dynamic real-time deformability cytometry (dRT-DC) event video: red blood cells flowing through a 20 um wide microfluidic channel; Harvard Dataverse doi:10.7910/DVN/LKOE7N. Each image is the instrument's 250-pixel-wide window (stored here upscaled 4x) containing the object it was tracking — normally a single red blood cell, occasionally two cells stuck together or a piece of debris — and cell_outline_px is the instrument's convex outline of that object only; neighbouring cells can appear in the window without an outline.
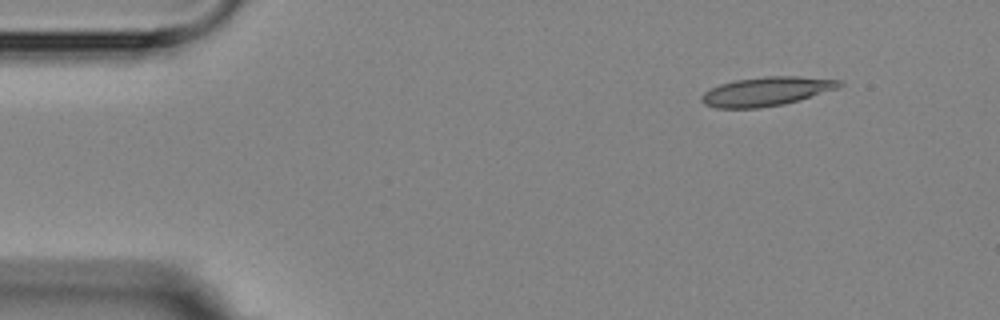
{"species": "Egyptian fruit bat (a non-hibernating species)", "species_latin": "Rousettus aegyptiacus", "temperature_condition": "room temperature", "stored_images_in_passage": 9, "camera_frame_rate_fps": 3000, "um_per_image_px": 0.085, "animal": {"sex": "female"}, "frame": {"image": 1, "passage_image": 1, "time_ms": 0.0, "image_size_px": [1000, 320], "cell_outline_px": [[844, 84], [836, 88], [800, 100], [784, 104], [760, 108], [716, 108], [704, 104], [700, 100], [700, 96], [704, 92], [720, 84], [736, 80], [764, 76], [800, 76], [844, 80]], "centroid_in_image_um": [65.15, 7.77], "position_along_channel_um": 19.9, "area_um2": 23.35}}
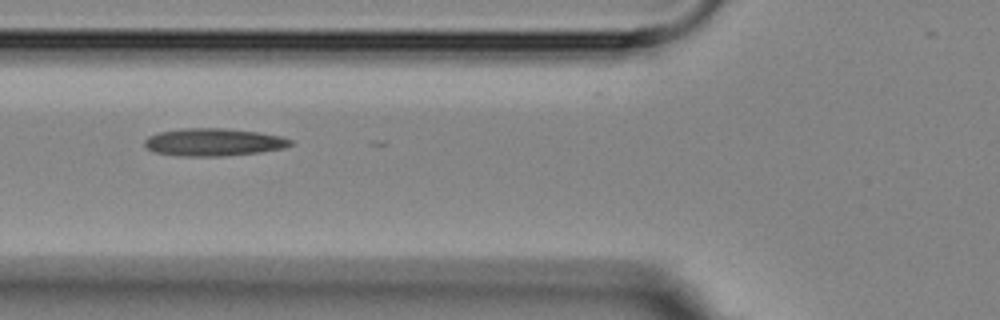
{"frame": {"image": 2, "passage_image": 5, "time_ms": 4.667, "image_size_px": [1000, 320], "cell_outline_px": [[292, 144], [284, 148], [260, 152], [224, 156], [176, 156], [152, 152], [144, 148], [144, 140], [148, 136], [160, 132], [184, 128], [224, 128], [256, 132], [280, 136], [292, 140]], "centroid_in_image_um": [18.09, 12.09], "position_along_channel_um": 107.7, "area_um2": 23.58}}
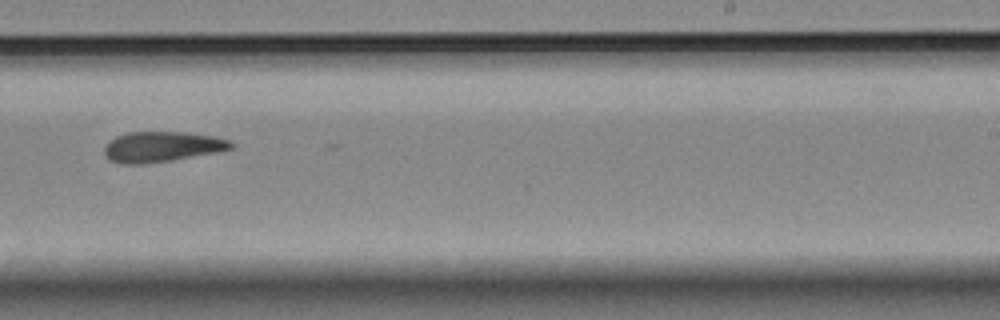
{"frame": {"image": 3, "passage_image": 9, "time_ms": 9.333, "image_size_px": [1000, 320], "cell_outline_px": [[236, 144], [232, 148], [172, 160], [144, 164], [120, 164], [108, 160], [104, 156], [104, 148], [108, 140], [116, 136], [128, 132], [188, 132], [212, 136], [228, 140]], "centroid_in_image_um": [13.67, 12.47], "position_along_channel_um": 275.3, "area_um2": 22.43}}